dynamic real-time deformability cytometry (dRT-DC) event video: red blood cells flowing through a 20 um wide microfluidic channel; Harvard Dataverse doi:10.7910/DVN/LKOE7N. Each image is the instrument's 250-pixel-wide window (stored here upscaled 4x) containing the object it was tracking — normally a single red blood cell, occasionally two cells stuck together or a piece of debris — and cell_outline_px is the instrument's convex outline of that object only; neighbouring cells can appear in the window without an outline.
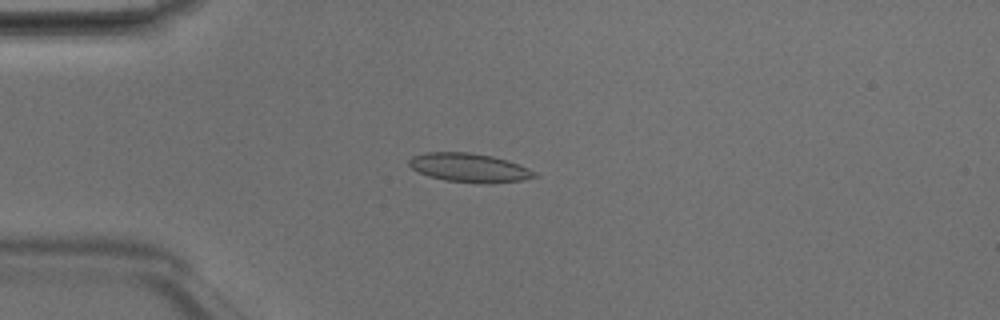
{"species": "Egyptian fruit bat (a non-hibernating species)", "species_latin": "Rousettus aegyptiacus", "temperature_condition": "room temperature", "stored_images_in_passage": 49, "camera_frame_rate_fps": 3000, "um_per_image_px": 0.085, "animal": {"sex": "male"}, "frame": {"image": 1, "passage_image": 13, "time_ms": 4.0, "image_size_px": [1000, 320], "cell_outline_px": [[540, 176], [520, 180], [492, 184], [488, 184], [444, 180], [428, 176], [416, 172], [408, 164], [408, 160], [412, 156], [424, 152], [468, 152], [492, 156], [508, 160], [528, 168], [536, 172]], "centroid_in_image_um": [39.87, 14.26], "position_along_channel_um": 45.1, "area_um2": 21.33}}
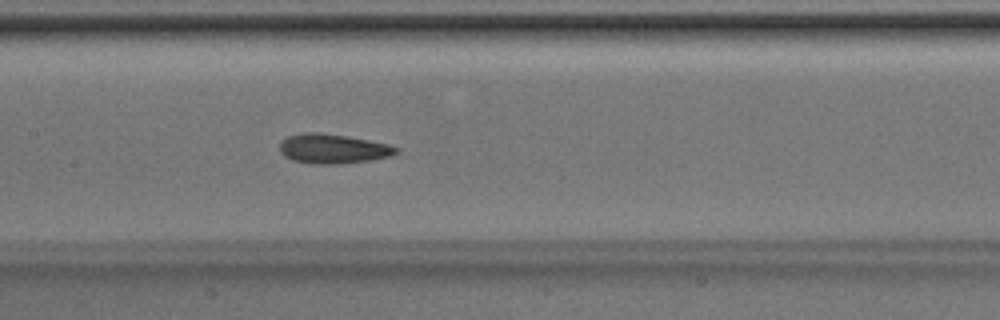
{"frame": {"image": 2, "passage_image": 24, "time_ms": 7.667, "image_size_px": [1000, 320], "cell_outline_px": [[400, 152], [392, 156], [372, 160], [340, 164], [308, 164], [292, 160], [284, 156], [280, 152], [280, 140], [288, 136], [304, 132], [320, 132], [348, 136], [388, 144], [400, 148]], "centroid_in_image_um": [28.31, 12.65], "position_along_channel_um": 179.1, "area_um2": 20.46}}
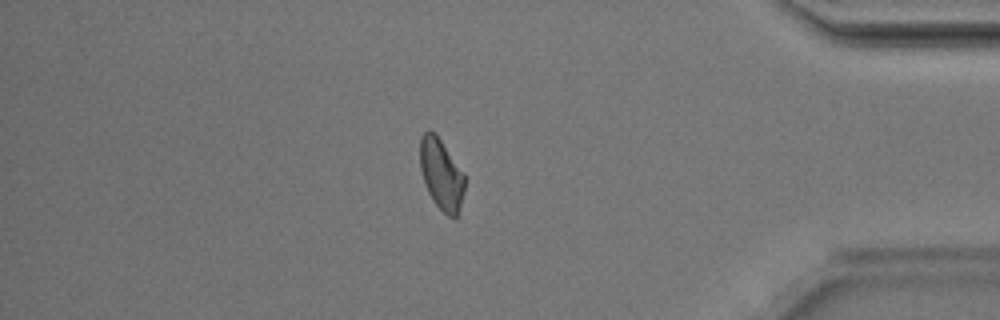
{"frame": {"image": 3, "passage_image": 42, "time_ms": 13.667, "image_size_px": [1000, 320], "cell_outline_px": [[464, 192], [456, 220], [448, 216], [432, 200], [428, 192], [420, 168], [420, 136], [428, 128], [440, 140], [464, 172]], "centroid_in_image_um": [37.51, 14.83], "position_along_channel_um": 397.7, "area_um2": 18.32}, "authors_computed_cell_mechanics": {"area_um2": 19.4208, "velocity_mm_per_s": 4.1809, "shape_relaxation_time_tau1_ms": 3.4736, "shape_relaxation_time_tau2_ms": 2.0032, "deformation_change_tau1": 0.1302, "deformation_change_tau2": 0.0897}}